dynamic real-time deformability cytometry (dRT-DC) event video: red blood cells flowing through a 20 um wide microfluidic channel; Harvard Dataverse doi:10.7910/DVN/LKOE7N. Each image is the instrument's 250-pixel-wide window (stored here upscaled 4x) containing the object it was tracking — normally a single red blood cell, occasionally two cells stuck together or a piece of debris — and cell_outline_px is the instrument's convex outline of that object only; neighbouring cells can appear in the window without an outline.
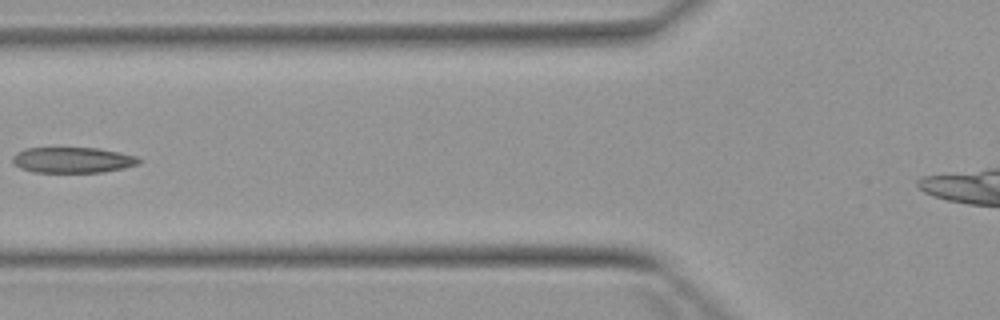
{"species": "Egyptian fruit bat (a non-hibernating species)", "species_latin": "Rousettus aegyptiacus", "temperature_condition": "warm", "stored_images_in_passage": 5, "camera_frame_rate_fps": 3000, "um_per_image_px": 0.085, "animal": {"sex": "female"}, "frame": {"image": 1, "passage_image": 4, "time_ms": 3.667, "image_size_px": [1000, 320], "cell_outline_px": [[144, 160], [140, 164], [124, 168], [104, 172], [32, 172], [20, 168], [12, 160], [12, 156], [16, 152], [24, 148], [100, 148], [120, 152], [136, 156]], "centroid_in_image_um": [6.22, 13.6], "position_along_channel_um": 119.6, "area_um2": 19.13}}
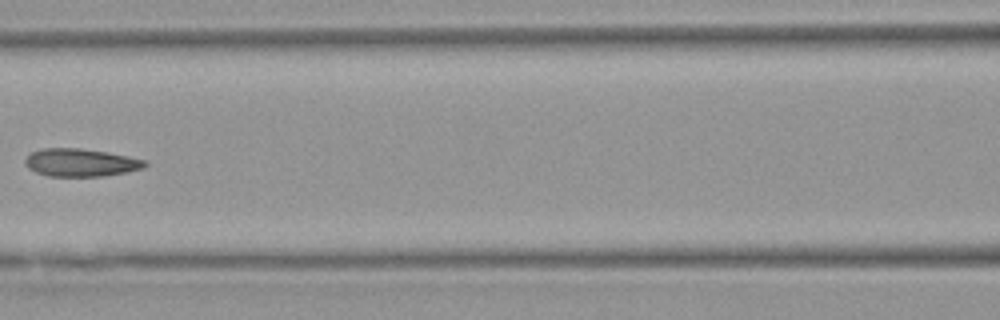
{"frame": {"image": 2, "passage_image": 5, "time_ms": 4.667, "image_size_px": [1000, 320], "cell_outline_px": [[148, 164], [144, 168], [104, 176], [48, 176], [36, 172], [28, 168], [24, 164], [24, 160], [32, 152], [40, 148], [80, 148], [108, 152], [148, 160]], "centroid_in_image_um": [6.87, 13.81], "position_along_channel_um": 159.7, "area_um2": 19.54}}